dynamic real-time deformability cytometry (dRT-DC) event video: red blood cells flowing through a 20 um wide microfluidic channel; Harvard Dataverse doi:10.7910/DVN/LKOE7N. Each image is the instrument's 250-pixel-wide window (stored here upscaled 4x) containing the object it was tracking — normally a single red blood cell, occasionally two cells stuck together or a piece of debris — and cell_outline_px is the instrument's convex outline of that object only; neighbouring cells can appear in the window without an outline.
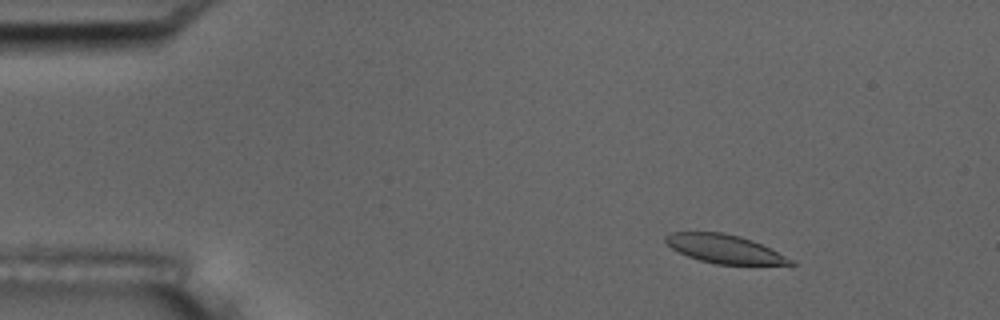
{"species": "common noctule bat (a hibernating species)", "species_latin": "Nyctalus noctula", "temperature_condition": "room temperature", "stored_images_in_passage": 55, "camera_frame_rate_fps": 3000, "um_per_image_px": 0.085, "animal": {"sex": "male", "body_mass_g": 17.5, "forearm_length_mm": 52.3}, "frame": {"image": 1, "passage_image": 8, "time_ms": 2.333, "image_size_px": [1000, 320], "cell_outline_px": [[796, 264], [716, 264], [700, 260], [688, 256], [672, 248], [664, 240], [664, 236], [672, 232], [720, 232], [740, 236], [752, 240], [796, 260]], "centroid_in_image_um": [61.6, 21.15], "position_along_channel_um": 23.4, "area_um2": 20.58}}
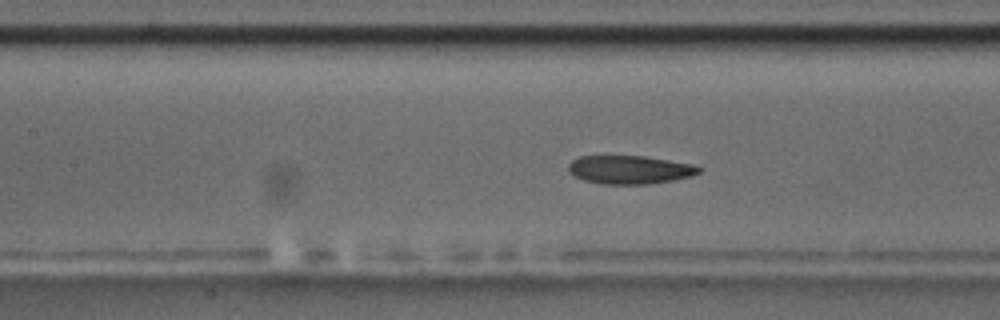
{"frame": {"image": 2, "passage_image": 25, "time_ms": 8.0, "image_size_px": [1000, 320], "cell_outline_px": [[704, 168], [700, 172], [692, 176], [672, 180], [648, 184], [600, 184], [584, 180], [572, 176], [568, 172], [568, 164], [572, 160], [580, 156], [644, 156], [696, 164]], "centroid_in_image_um": [53.54, 14.42], "position_along_channel_um": 153.9, "area_um2": 21.91}}
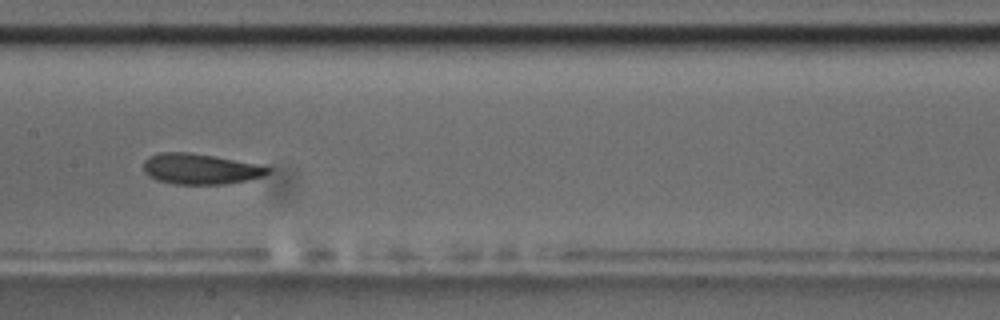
{"frame": {"image": 3, "passage_image": 28, "time_ms": 9.0, "image_size_px": [1000, 320], "cell_outline_px": [[272, 168], [264, 176], [248, 180], [224, 184], [176, 184], [156, 180], [148, 176], [144, 172], [144, 160], [148, 156], [160, 152], [188, 152], [212, 156], [256, 164]], "centroid_in_image_um": [16.98, 14.36], "position_along_channel_um": 190.4, "area_um2": 22.08}, "authors_computed_cell_mechanics": {"area_um2": 22.1374, "velocity_mm_per_s": 3.686, "shape_relaxation_time_tau1_ms": 4.4057, "shape_relaxation_time_tau2_ms": 2.5087, "deformation_change_tau1": 0.1081, "deformation_change_tau2": 0.08}}